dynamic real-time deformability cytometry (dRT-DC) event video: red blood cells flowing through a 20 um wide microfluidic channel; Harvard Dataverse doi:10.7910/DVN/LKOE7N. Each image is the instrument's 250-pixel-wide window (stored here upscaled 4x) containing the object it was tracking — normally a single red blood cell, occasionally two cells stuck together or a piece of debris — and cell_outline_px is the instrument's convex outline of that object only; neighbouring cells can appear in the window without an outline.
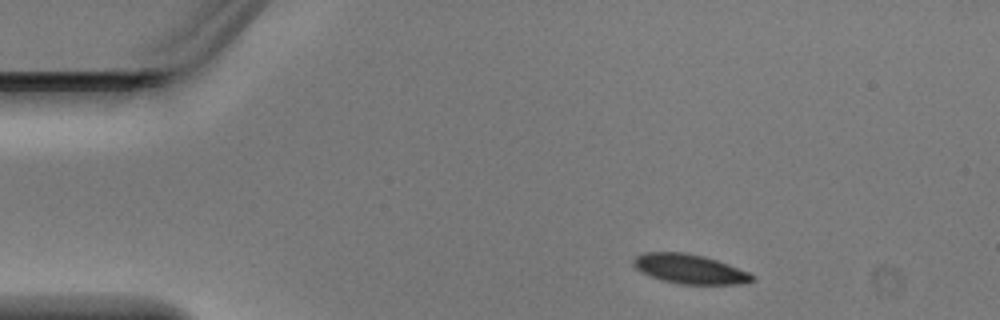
{"species": "Egyptian fruit bat (a non-hibernating species)", "species_latin": "Rousettus aegyptiacus", "temperature_condition": "warm", "stored_images_in_passage": 5, "camera_frame_rate_fps": 3000, "um_per_image_px": 0.085, "animal": {"sex": "male"}, "frame": {"image": 1, "passage_image": 1, "time_ms": 0.0, "image_size_px": [1000, 320], "cell_outline_px": [[756, 280], [744, 284], [680, 284], [664, 280], [640, 272], [632, 264], [632, 260], [636, 256], [644, 252], [684, 252], [704, 256], [728, 264], [748, 272], [756, 276]], "centroid_in_image_um": [58.64, 22.86], "position_along_channel_um": 26.4, "area_um2": 20.4}}
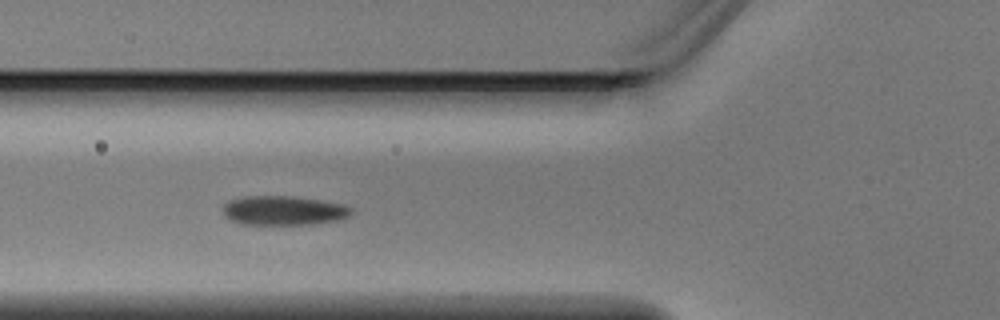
{"frame": {"image": 2, "passage_image": 4, "time_ms": 1.0, "image_size_px": [1000, 320], "cell_outline_px": [[352, 212], [348, 216], [336, 220], [312, 224], [244, 224], [232, 220], [224, 216], [220, 208], [228, 200], [240, 196], [292, 196], [320, 200], [344, 204], [352, 208]], "centroid_in_image_um": [24.05, 17.88], "position_along_channel_um": 101.8, "area_um2": 22.02}}
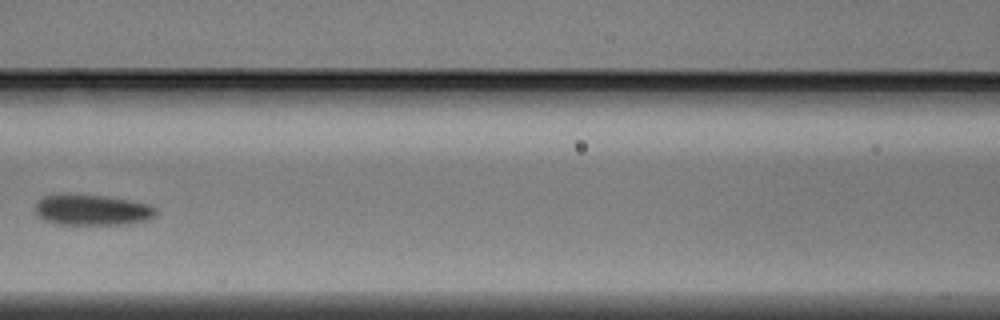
{"frame": {"image": 3, "passage_image": 5, "time_ms": 1.333, "image_size_px": [1000, 320], "cell_outline_px": [[156, 216], [148, 220], [128, 224], [56, 224], [44, 220], [36, 216], [36, 200], [44, 196], [60, 192], [64, 192], [108, 196], [132, 200], [152, 204], [156, 208]], "centroid_in_image_um": [7.82, 17.81], "position_along_channel_um": 158.8, "area_um2": 22.48}}